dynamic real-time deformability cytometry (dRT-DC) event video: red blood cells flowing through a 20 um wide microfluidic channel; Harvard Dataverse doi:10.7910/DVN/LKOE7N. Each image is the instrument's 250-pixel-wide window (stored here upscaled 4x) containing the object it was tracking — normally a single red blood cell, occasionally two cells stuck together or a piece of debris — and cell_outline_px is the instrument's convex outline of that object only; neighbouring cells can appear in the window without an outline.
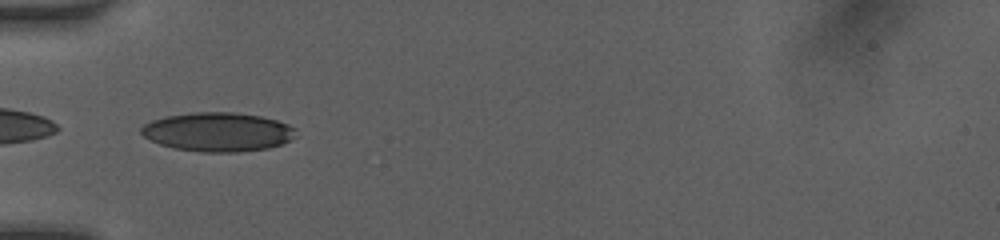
{"species": "human", "species_latin": "Homo sapiens", "temperature_condition": "room temperature", "stored_images_in_passage": 4, "camera_frame_rate_fps": 3000, "um_per_image_px": 0.085, "donor": {"sex": "female"}, "frame": {"image": 1, "passage_image": 1, "time_ms": 0.0, "image_size_px": [1000, 240], "cell_outline_px": [[296, 136], [280, 144], [268, 148], [236, 152], [200, 152], [176, 148], [160, 144], [144, 136], [140, 132], [140, 128], [144, 124], [152, 120], [164, 116], [192, 112], [232, 112], [260, 116], [276, 120], [288, 124], [296, 128]], "centroid_in_image_um": [18.51, 11.2], "position_along_channel_um": 66.5, "area_um2": 35.08}}
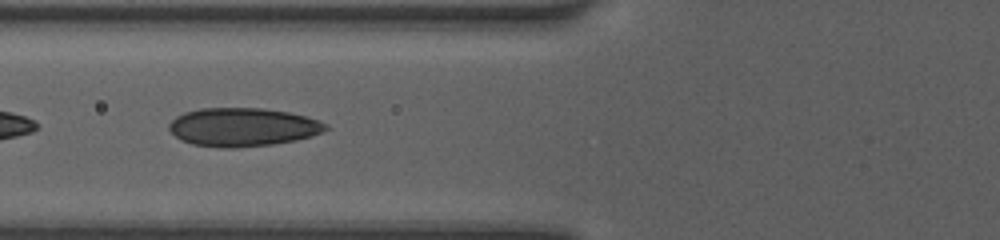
{"frame": {"image": 2, "passage_image": 3, "time_ms": 1.0, "image_size_px": [1000, 240], "cell_outline_px": [[328, 128], [312, 136], [296, 140], [272, 144], [236, 148], [224, 148], [192, 144], [180, 140], [168, 128], [168, 124], [176, 116], [184, 112], [200, 108], [260, 108], [288, 112], [304, 116], [328, 124]], "centroid_in_image_um": [20.59, 10.8], "position_along_channel_um": 105.2, "area_um2": 35.03}}